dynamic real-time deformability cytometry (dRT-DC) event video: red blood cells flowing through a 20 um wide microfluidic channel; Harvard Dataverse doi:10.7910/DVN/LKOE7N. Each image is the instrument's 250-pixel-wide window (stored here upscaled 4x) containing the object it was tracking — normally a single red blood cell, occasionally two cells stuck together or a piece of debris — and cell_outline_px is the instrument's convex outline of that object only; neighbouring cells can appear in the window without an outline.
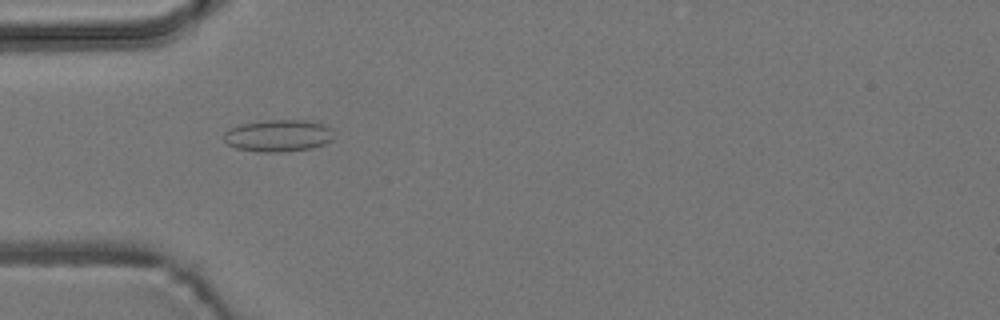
{"species": "common noctule bat (a hibernating species)", "species_latin": "Nyctalus noctula", "temperature_condition": "room temperature", "stored_images_in_passage": 54, "camera_frame_rate_fps": 3000, "um_per_image_px": 0.085, "animal": {"sex": "male", "body_mass_g": 19.2, "forearm_length_mm": 51.8}, "frame": {"image": 1, "passage_image": 17, "time_ms": 5.333, "image_size_px": [1000, 320], "cell_outline_px": [[332, 140], [324, 144], [312, 148], [280, 152], [264, 152], [236, 148], [228, 144], [224, 140], [224, 132], [228, 128], [240, 124], [264, 120], [304, 120], [324, 124], [332, 128]], "centroid_in_image_um": [23.64, 11.52], "position_along_channel_um": 61.4, "area_um2": 20.58}}
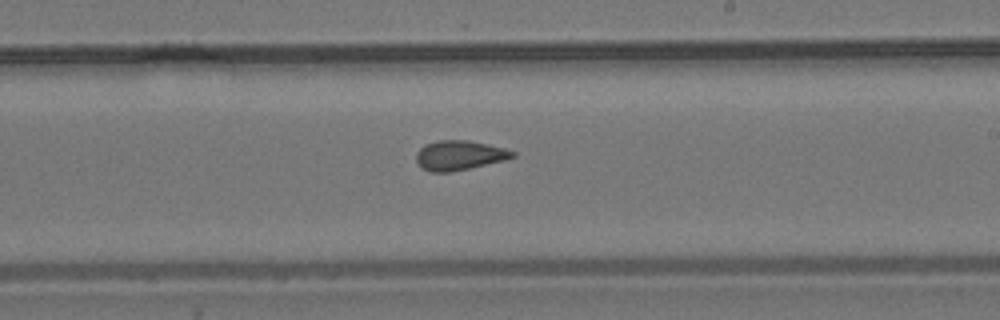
{"frame": {"image": 2, "passage_image": 32, "time_ms": 10.333, "image_size_px": [1000, 320], "cell_outline_px": [[516, 156], [504, 160], [468, 168], [448, 172], [432, 172], [420, 168], [416, 160], [416, 152], [424, 144], [436, 140], [468, 140], [504, 148], [516, 152]], "centroid_in_image_um": [39.0, 13.19], "position_along_channel_um": 250.0, "area_um2": 16.59}}
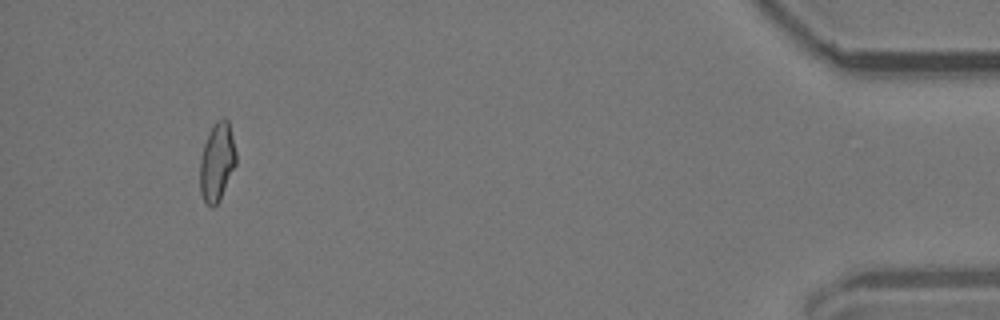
{"frame": {"image": 3, "passage_image": 51, "time_ms": 16.667, "image_size_px": [1000, 320], "cell_outline_px": [[236, 164], [220, 200], [212, 208], [204, 200], [200, 192], [200, 160], [204, 144], [208, 132], [216, 120], [224, 116], [228, 120], [236, 152]], "centroid_in_image_um": [18.44, 13.74], "position_along_channel_um": 416.8, "area_um2": 16.53}, "authors_computed_cell_mechanics": {"area_um2": 16.8776, "velocity_mm_per_s": 3.8036, "shape_relaxation_time_tau1_ms": null, "shape_relaxation_time_tau2_ms": 1.5936, "deformation_change_tau1": null, "deformation_change_tau2": 0.0931}}